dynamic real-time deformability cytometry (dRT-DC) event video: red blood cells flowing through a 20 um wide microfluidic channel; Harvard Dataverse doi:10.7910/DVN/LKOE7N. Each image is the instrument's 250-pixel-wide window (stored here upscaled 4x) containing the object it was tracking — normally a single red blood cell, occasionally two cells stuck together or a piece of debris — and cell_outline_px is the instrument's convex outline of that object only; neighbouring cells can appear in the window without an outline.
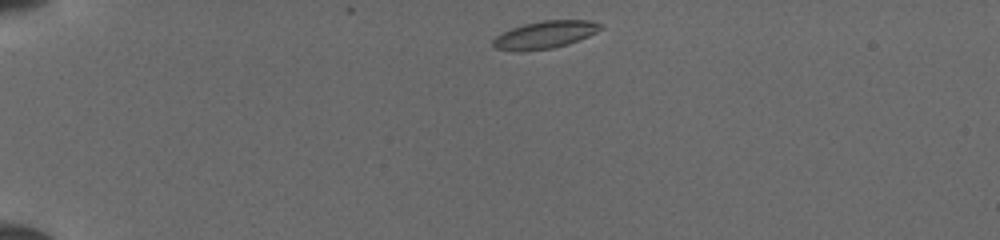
{"species": "common noctule bat (a hibernating species)", "species_latin": "Nyctalus noctula", "temperature_condition": "cold", "stored_images_in_passage": 7, "camera_frame_rate_fps": 3000, "um_per_image_px": 0.085, "animal": {"sex": "female", "body_mass_g": 19.5, "forearm_length_mm": 54.1}, "frame": {"image": 1, "passage_image": 1, "time_ms": 0.0, "image_size_px": [1000, 240], "cell_outline_px": [[604, 28], [588, 36], [568, 44], [552, 48], [520, 52], [496, 48], [492, 44], [492, 40], [496, 36], [512, 28], [524, 24], [544, 20], [592, 20], [600, 24]], "centroid_in_image_um": [46.33, 2.95], "position_along_channel_um": 38.7, "area_um2": 17.17}}